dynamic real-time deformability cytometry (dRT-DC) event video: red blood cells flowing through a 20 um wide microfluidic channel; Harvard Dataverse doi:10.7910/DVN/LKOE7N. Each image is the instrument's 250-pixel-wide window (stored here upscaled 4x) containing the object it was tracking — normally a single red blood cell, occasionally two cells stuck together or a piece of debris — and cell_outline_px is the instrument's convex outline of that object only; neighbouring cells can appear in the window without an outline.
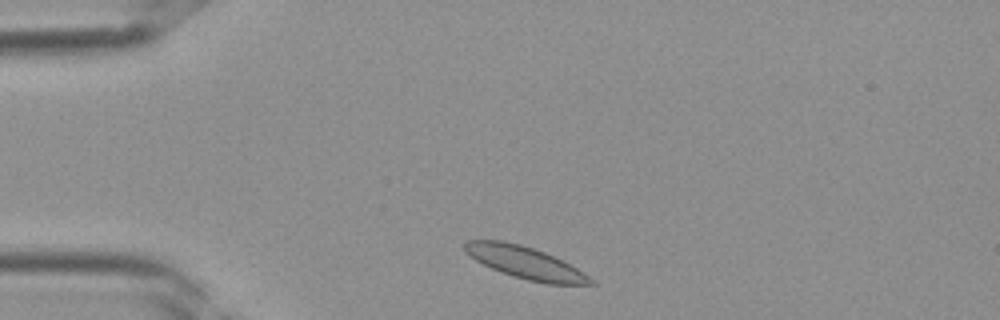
{"species": "Egyptian fruit bat (a non-hibernating species)", "species_latin": "Rousettus aegyptiacus", "temperature_condition": "room temperature", "stored_images_in_passage": 27, "camera_frame_rate_fps": 3000, "um_per_image_px": 0.085, "frame": {"image": 1, "passage_image": 2, "time_ms": 0.333, "image_size_px": [1000, 320], "cell_outline_px": [[596, 284], [548, 284], [528, 280], [512, 276], [492, 268], [476, 260], [464, 252], [464, 244], [468, 240], [504, 240], [520, 244], [544, 252], [584, 272]], "centroid_in_image_um": [44.6, 22.31], "position_along_channel_um": 40.4, "area_um2": 23.18}}
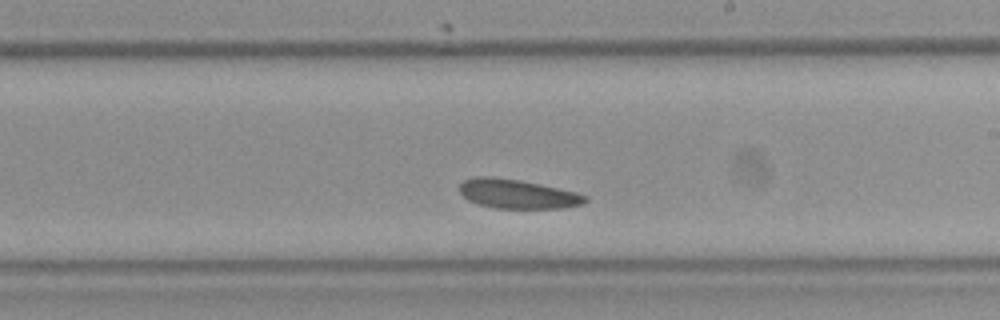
{"frame": {"image": 2, "passage_image": 16, "time_ms": 5.0, "image_size_px": [1000, 320], "cell_outline_px": [[588, 200], [584, 204], [564, 208], [496, 208], [480, 204], [468, 200], [460, 192], [460, 184], [464, 180], [476, 176], [492, 176], [520, 180], [576, 192], [588, 196]], "centroid_in_image_um": [44.01, 16.48], "position_along_channel_um": 245.0, "area_um2": 21.33}}
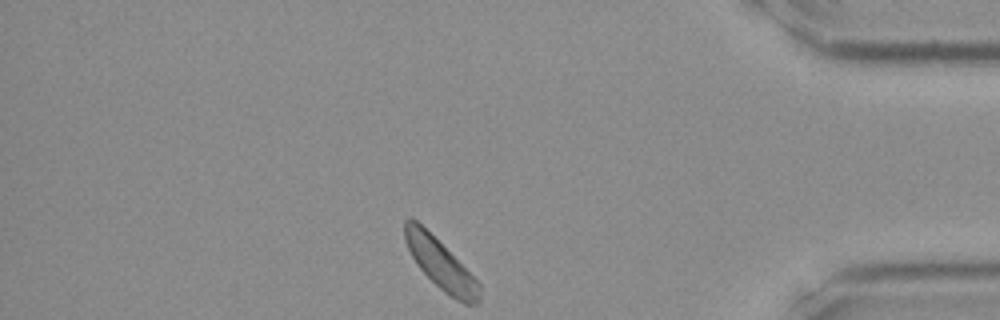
{"frame": {"image": 3, "passage_image": 27, "time_ms": 8.667, "image_size_px": [1000, 320], "cell_outline_px": [[480, 304], [464, 304], [456, 300], [444, 292], [416, 264], [404, 240], [404, 220], [408, 216], [416, 220], [480, 284]], "centroid_in_image_um": [37.42, 22.48], "position_along_channel_um": 397.8, "area_um2": 20.92}}